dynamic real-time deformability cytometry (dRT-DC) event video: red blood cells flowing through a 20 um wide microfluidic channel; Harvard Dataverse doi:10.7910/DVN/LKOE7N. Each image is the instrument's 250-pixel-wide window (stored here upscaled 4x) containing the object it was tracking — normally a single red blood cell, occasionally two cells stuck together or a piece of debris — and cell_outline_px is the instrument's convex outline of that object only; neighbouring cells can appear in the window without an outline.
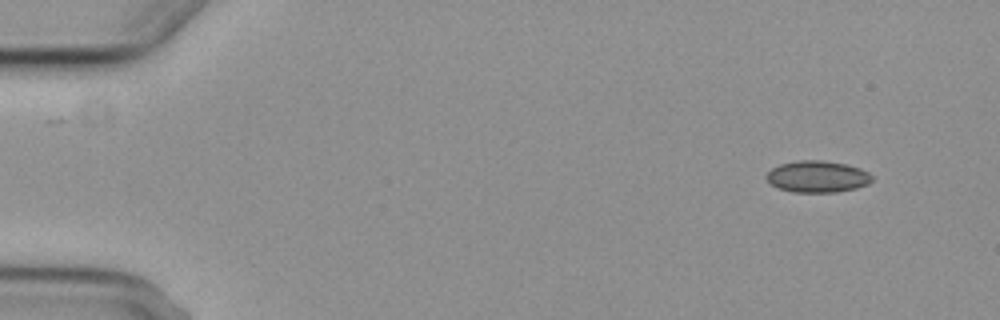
{"species": "common noctule bat (a hibernating species)", "species_latin": "Nyctalus noctula", "temperature_condition": "cold", "stored_images_in_passage": 4, "camera_frame_rate_fps": 3000, "um_per_image_px": 0.085, "animal": {"sex": "female", "body_mass_g": 29.2, "forearm_length_mm": 56.3}, "frame": {"image": 1, "passage_image": 1, "time_ms": 0.0, "image_size_px": [1000, 320], "cell_outline_px": [[872, 180], [868, 184], [856, 188], [836, 192], [792, 192], [776, 188], [764, 176], [772, 168], [780, 164], [796, 160], [820, 160], [848, 164], [860, 168], [868, 172], [872, 176]], "centroid_in_image_um": [69.47, 15.01], "position_along_channel_um": 15.5, "area_um2": 19.59}}
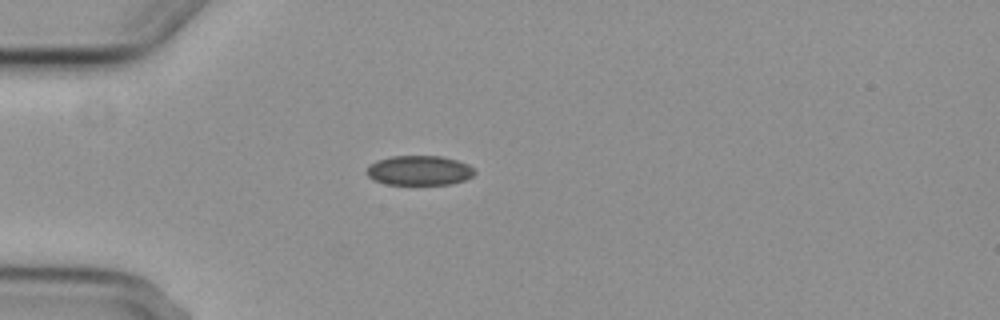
{"frame": {"image": 2, "passage_image": 4, "time_ms": 3.667, "image_size_px": [1000, 320], "cell_outline_px": [[476, 172], [472, 176], [464, 180], [448, 184], [384, 184], [372, 180], [364, 172], [368, 164], [376, 160], [392, 156], [440, 156], [456, 160], [468, 164]], "centroid_in_image_um": [35.56, 14.48], "position_along_channel_um": 49.4, "area_um2": 18.79}}